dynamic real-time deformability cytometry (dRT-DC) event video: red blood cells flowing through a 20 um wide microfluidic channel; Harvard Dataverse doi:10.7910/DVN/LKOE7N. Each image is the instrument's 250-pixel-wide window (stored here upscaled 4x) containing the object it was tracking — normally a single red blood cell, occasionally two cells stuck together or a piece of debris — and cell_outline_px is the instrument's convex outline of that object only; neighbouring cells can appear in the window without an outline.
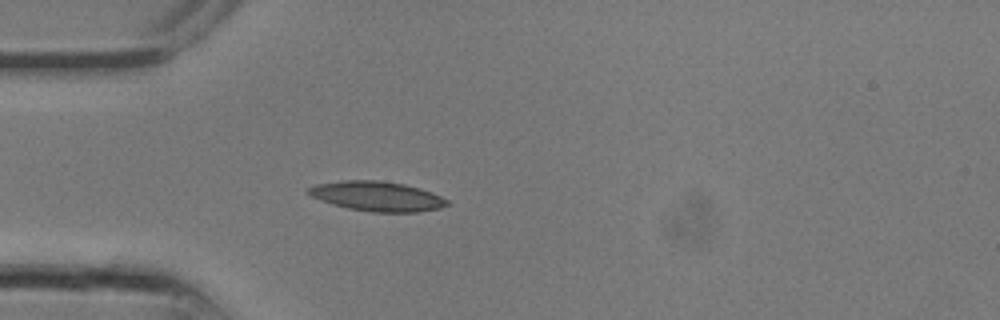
{"species": "common noctule bat (a hibernating species)", "species_latin": "Nyctalus noctula", "temperature_condition": "room temperature", "stored_images_in_passage": 3, "camera_frame_rate_fps": 3000, "um_per_image_px": 0.085, "animal": {"sex": "male", "body_mass_g": 13.3}, "frame": {"image": 1, "passage_image": 1, "time_ms": 0.0, "image_size_px": [1000, 320], "cell_outline_px": [[452, 204], [440, 208], [416, 212], [372, 212], [348, 208], [332, 204], [320, 200], [304, 192], [308, 188], [316, 184], [344, 180], [380, 180], [404, 184], [440, 196], [448, 200]], "centroid_in_image_um": [32.02, 16.68], "position_along_channel_um": 53.0, "area_um2": 23.93}}
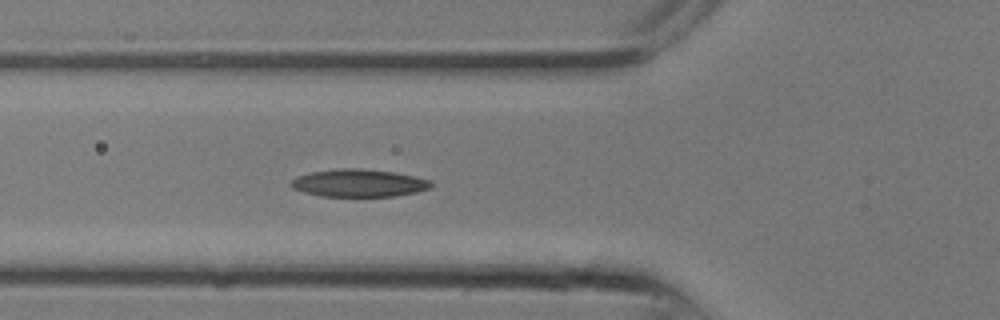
{"frame": {"image": 2, "passage_image": 3, "time_ms": 0.667, "image_size_px": [1000, 320], "cell_outline_px": [[432, 188], [416, 192], [392, 196], [320, 196], [304, 192], [292, 188], [288, 184], [296, 176], [312, 172], [336, 168], [360, 168], [392, 172], [416, 176], [432, 180]], "centroid_in_image_um": [30.5, 15.55], "position_along_channel_um": 95.3, "area_um2": 22.66}}